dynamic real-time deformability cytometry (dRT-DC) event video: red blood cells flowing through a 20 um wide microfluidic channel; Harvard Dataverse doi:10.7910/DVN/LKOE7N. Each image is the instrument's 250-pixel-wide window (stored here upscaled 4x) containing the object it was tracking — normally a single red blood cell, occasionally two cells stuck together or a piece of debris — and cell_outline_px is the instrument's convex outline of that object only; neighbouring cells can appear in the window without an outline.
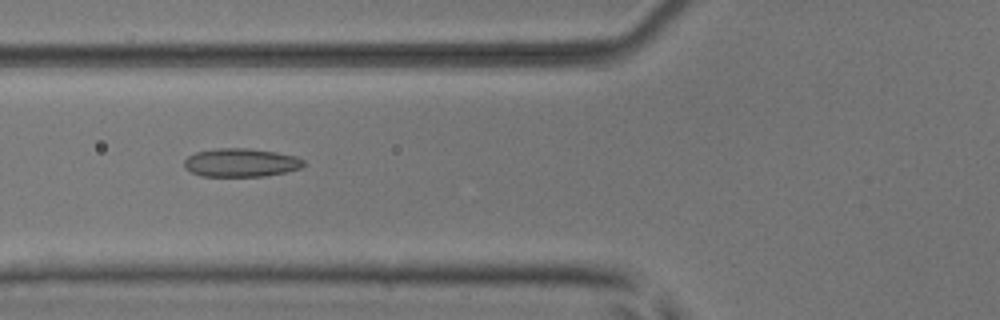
{"species": "common noctule bat (a hibernating species)", "species_latin": "Nyctalus noctula", "temperature_condition": "room temperature", "stored_images_in_passage": 47, "camera_frame_rate_fps": 3000, "um_per_image_px": 0.085, "animal": {"sex": "male", "body_mass_g": 17.9, "forearm_length_mm": 54.2}, "frame": {"image": 1, "passage_image": 16, "time_ms": 5.0, "image_size_px": [1000, 320], "cell_outline_px": [[304, 164], [300, 168], [284, 172], [264, 176], [200, 176], [184, 168], [184, 160], [188, 156], [196, 152], [216, 148], [248, 148], [276, 152], [296, 156], [304, 160]], "centroid_in_image_um": [20.45, 13.82], "position_along_channel_um": 105.3, "area_um2": 19.77}}
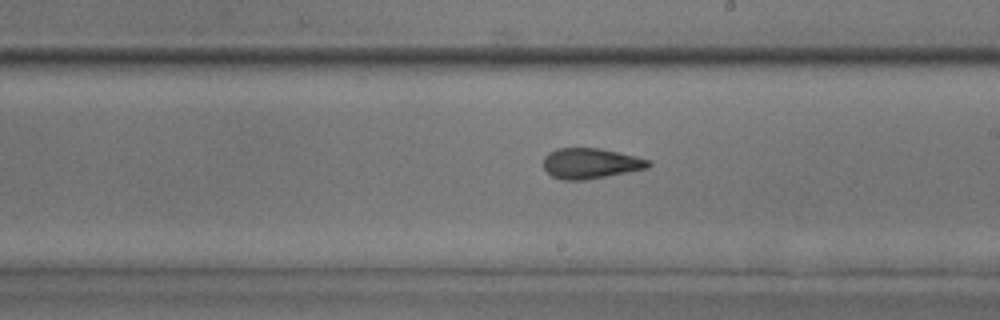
{"frame": {"image": 2, "passage_image": 26, "time_ms": 8.333, "image_size_px": [1000, 320], "cell_outline_px": [[652, 164], [648, 168], [584, 180], [564, 180], [552, 176], [544, 168], [544, 156], [548, 152], [556, 148], [600, 148], [636, 156], [652, 160]], "centroid_in_image_um": [50.21, 13.87], "position_along_channel_um": 238.8, "area_um2": 18.67}}
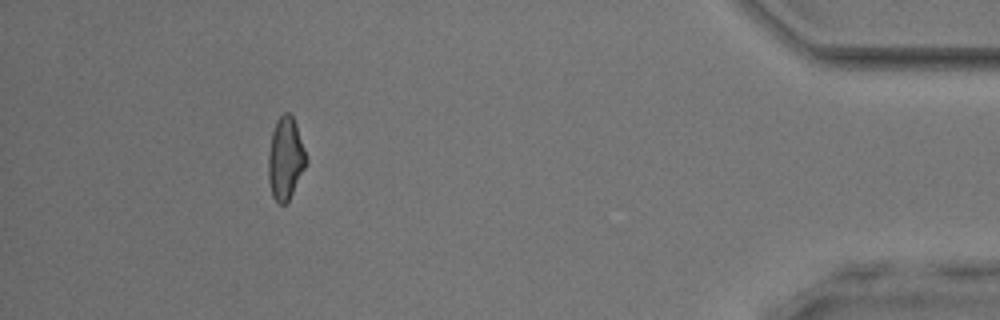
{"frame": {"image": 3, "passage_image": 43, "time_ms": 14.0, "image_size_px": [1000, 320], "cell_outline_px": [[308, 160], [288, 200], [284, 204], [280, 204], [272, 196], [268, 180], [268, 156], [272, 132], [276, 120], [284, 112], [288, 112], [292, 116], [296, 124]], "centroid_in_image_um": [24.25, 13.44], "position_along_channel_um": 411.0, "area_um2": 17.92}, "authors_computed_cell_mechanics": {"area_um2": 18.6694, "velocity_mm_per_s": 4.0161, "shape_relaxation_time_tau1_ms": 9.5491, "shape_relaxation_time_tau2_ms": 2.187, "deformation_change_tau1": 0.1763, "deformation_change_tau2": 0.0952}}